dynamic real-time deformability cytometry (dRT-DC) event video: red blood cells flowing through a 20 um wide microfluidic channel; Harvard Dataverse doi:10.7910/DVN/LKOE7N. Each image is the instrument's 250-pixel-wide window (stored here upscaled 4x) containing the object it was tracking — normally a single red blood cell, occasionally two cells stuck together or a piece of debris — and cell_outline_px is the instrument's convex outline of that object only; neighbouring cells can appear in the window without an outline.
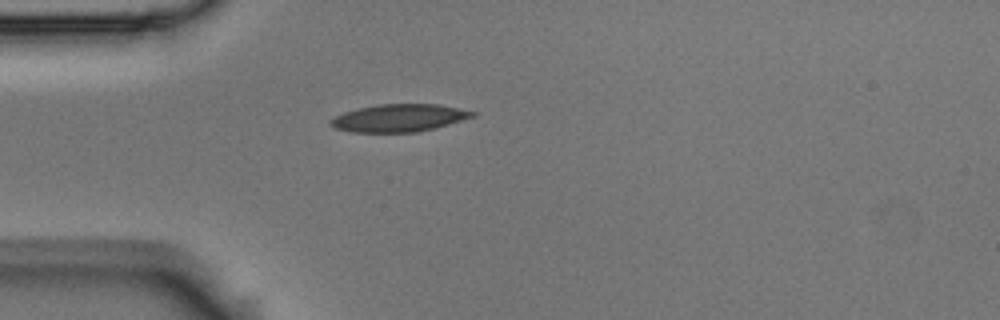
{"species": "Egyptian fruit bat (a non-hibernating species)", "species_latin": "Rousettus aegyptiacus", "temperature_condition": "room temperature", "stored_images_in_passage": 1, "camera_frame_rate_fps": 3000, "um_per_image_px": 0.085, "animal": {"sex": "male"}, "frame": {"image": 1, "passage_image": 1, "time_ms": 0.0, "image_size_px": [1000, 320], "cell_outline_px": [[476, 116], [436, 128], [416, 132], [348, 132], [336, 128], [328, 124], [328, 120], [344, 112], [356, 108], [380, 104], [436, 104], [476, 112]], "centroid_in_image_um": [33.88, 10.03], "position_along_channel_um": 51.1, "area_um2": 22.83}}